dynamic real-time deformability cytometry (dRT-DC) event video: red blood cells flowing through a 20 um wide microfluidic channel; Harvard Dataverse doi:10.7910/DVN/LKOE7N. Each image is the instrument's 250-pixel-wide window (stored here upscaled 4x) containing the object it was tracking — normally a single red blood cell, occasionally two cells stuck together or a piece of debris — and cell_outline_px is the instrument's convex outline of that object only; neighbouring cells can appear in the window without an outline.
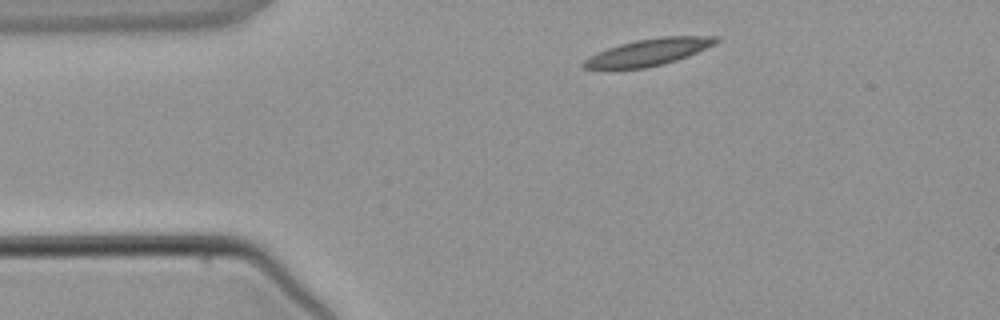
{"species": "common noctule bat (a hibernating species)", "species_latin": "Nyctalus noctula", "temperature_condition": "warm", "stored_images_in_passage": 2, "camera_frame_rate_fps": 3000, "um_per_image_px": 0.085, "animal": {"sex": "male", "body_mass_g": 21.5, "forearm_length_mm": 52.0}, "frame": {"image": 1, "passage_image": 1, "time_ms": 0.0, "image_size_px": [1000, 320], "cell_outline_px": [[720, 40], [716, 44], [688, 56], [664, 64], [644, 68], [584, 68], [580, 64], [584, 60], [596, 52], [620, 44], [636, 40], [660, 36], [720, 36]], "centroid_in_image_um": [55.17, 4.42], "position_along_channel_um": 29.8, "area_um2": 20.63}}